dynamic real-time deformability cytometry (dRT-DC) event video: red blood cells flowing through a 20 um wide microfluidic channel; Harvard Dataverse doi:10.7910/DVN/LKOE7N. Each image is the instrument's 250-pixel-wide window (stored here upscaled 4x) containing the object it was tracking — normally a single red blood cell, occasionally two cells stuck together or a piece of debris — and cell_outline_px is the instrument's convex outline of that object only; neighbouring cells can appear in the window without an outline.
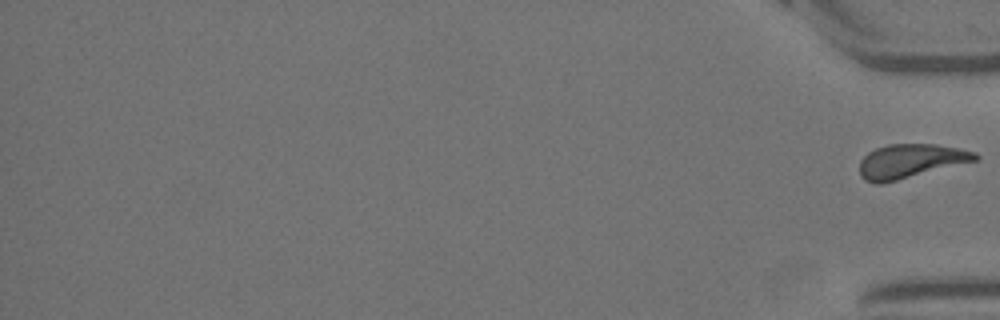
{"species": "Egyptian fruit bat (a non-hibernating species)", "species_latin": "Rousettus aegyptiacus", "temperature_condition": "warm", "stored_images_in_passage": 16, "segment_of_instrument_passage": [2, 2], "camera_frame_rate_fps": 3000, "um_per_image_px": 0.085, "animal": {"sex": "female"}, "frame": {"image": 1, "passage_image": 16, "time_ms": 5.0, "image_size_px": [1000, 320], "cell_outline_px": [[980, 156], [976, 160], [880, 184], [876, 184], [864, 180], [860, 176], [860, 160], [868, 152], [876, 148], [888, 144], [936, 144], [960, 148], [976, 152]], "centroid_in_image_um": [77.36, 13.68], "position_along_channel_um": 357.8, "area_um2": 22.72}}